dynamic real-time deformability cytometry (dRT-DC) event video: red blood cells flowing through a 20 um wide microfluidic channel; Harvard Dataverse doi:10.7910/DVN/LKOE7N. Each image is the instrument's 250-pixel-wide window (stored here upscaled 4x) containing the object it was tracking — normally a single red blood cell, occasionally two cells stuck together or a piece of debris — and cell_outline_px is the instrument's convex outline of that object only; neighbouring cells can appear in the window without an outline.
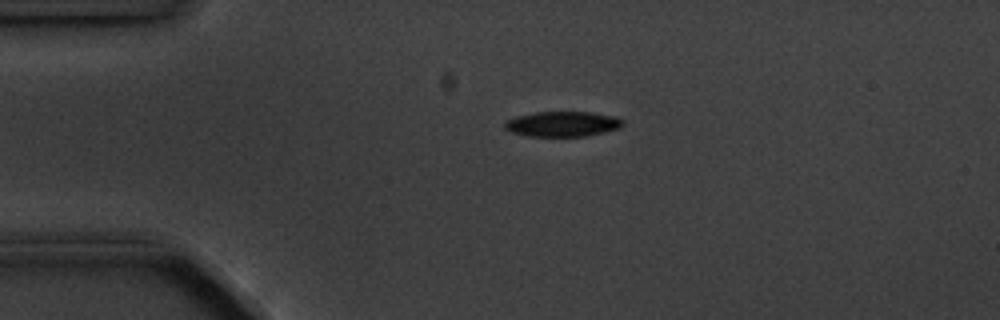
{"species": "common noctule bat (a hibernating species)", "species_latin": "Nyctalus noctula", "temperature_condition": "cold", "stored_images_in_passage": 2, "camera_frame_rate_fps": 3000, "um_per_image_px": 0.085, "animal": {"sex": "male", "body_mass_g": 20.1, "forearm_length_mm": 53.5}, "frame": {"image": 1, "passage_image": 1, "time_ms": 0.0, "image_size_px": [1000, 320], "cell_outline_px": [[624, 124], [620, 128], [604, 132], [584, 136], [528, 136], [512, 132], [504, 128], [504, 120], [516, 116], [536, 112], [588, 112], [616, 116], [624, 120]], "centroid_in_image_um": [47.81, 10.53], "position_along_channel_um": 37.2, "area_um2": 17.4}}